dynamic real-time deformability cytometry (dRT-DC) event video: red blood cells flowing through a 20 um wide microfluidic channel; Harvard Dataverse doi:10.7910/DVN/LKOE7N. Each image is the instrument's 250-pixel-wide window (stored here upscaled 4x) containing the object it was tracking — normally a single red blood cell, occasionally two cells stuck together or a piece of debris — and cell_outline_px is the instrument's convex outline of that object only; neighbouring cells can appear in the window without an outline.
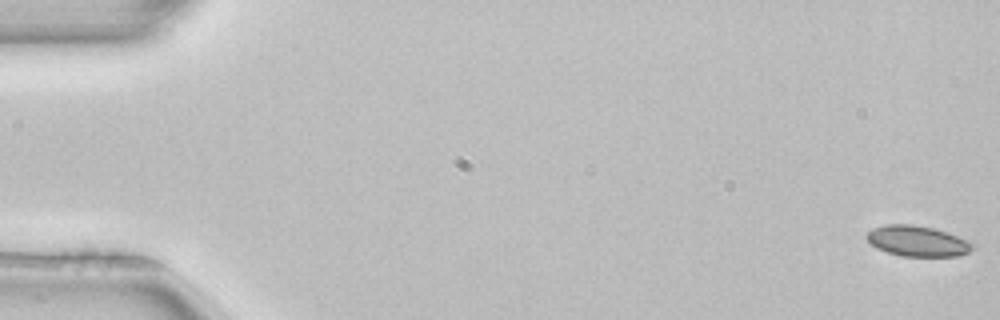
{"species": "common noctule bat (a hibernating species)", "species_latin": "Nyctalus noctula", "temperature_condition": "room temperature", "stored_images_in_passage": 52, "camera_frame_rate_fps": 3000, "um_per_image_px": 0.085, "animal": {"sex": "female", "body_mass_g": 22.7, "forearm_length_mm": 54.2}, "frame": {"image": 1, "passage_image": 1, "time_ms": 0.0, "image_size_px": [1000, 320], "cell_outline_px": [[976, 244], [968, 252], [956, 256], [900, 256], [876, 248], [864, 236], [872, 228], [884, 224], [912, 224], [932, 228], [948, 232], [968, 240]], "centroid_in_image_um": [77.97, 20.48], "position_along_channel_um": 7.0, "area_um2": 18.96}}
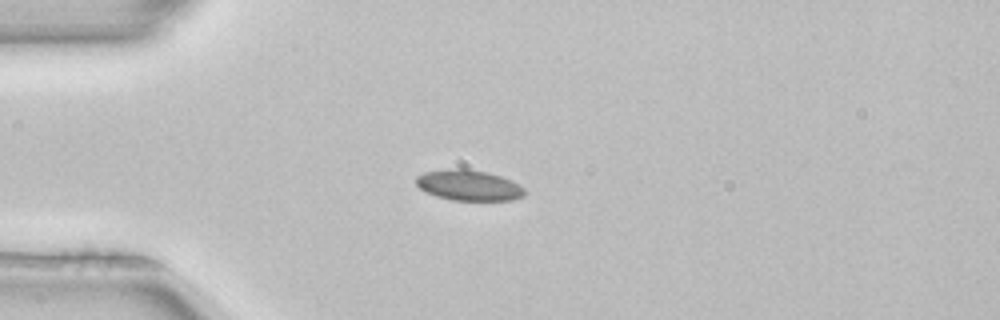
{"frame": {"image": 2, "passage_image": 14, "time_ms": 4.333, "image_size_px": [1000, 320], "cell_outline_px": [[524, 196], [512, 200], [452, 200], [436, 196], [424, 192], [416, 184], [416, 176], [424, 172], [444, 168], [464, 168], [488, 172], [500, 176], [524, 188]], "centroid_in_image_um": [39.78, 15.74], "position_along_channel_um": 45.2, "area_um2": 19.42}}
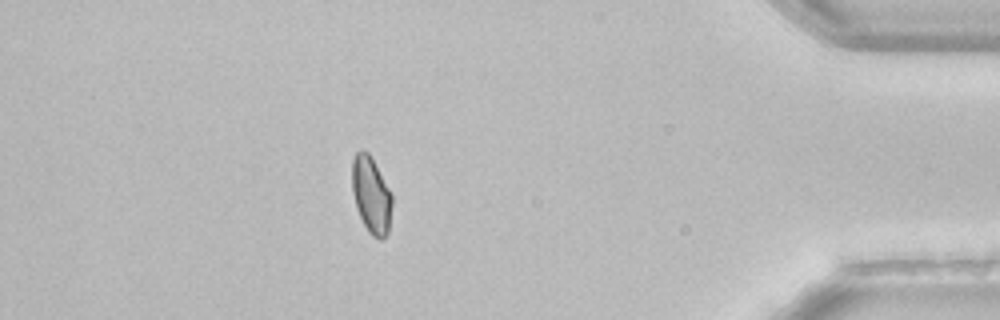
{"frame": {"image": 3, "passage_image": 46, "time_ms": 15.0, "image_size_px": [1000, 320], "cell_outline_px": [[392, 204], [388, 232], [384, 240], [380, 240], [372, 236], [368, 232], [356, 208], [352, 192], [352, 160], [356, 152], [360, 148], [368, 152], [392, 192]], "centroid_in_image_um": [31.55, 16.58], "position_along_channel_um": 403.6, "area_um2": 18.09}, "authors_computed_cell_mechanics": {"area_um2": 18.6983, "velocity_mm_per_s": 3.9835, "shape_relaxation_time_tau1_ms": null, "shape_relaxation_time_tau2_ms": 6.8713, "deformation_change_tau1": null, "deformation_change_tau2": 0.0719}}